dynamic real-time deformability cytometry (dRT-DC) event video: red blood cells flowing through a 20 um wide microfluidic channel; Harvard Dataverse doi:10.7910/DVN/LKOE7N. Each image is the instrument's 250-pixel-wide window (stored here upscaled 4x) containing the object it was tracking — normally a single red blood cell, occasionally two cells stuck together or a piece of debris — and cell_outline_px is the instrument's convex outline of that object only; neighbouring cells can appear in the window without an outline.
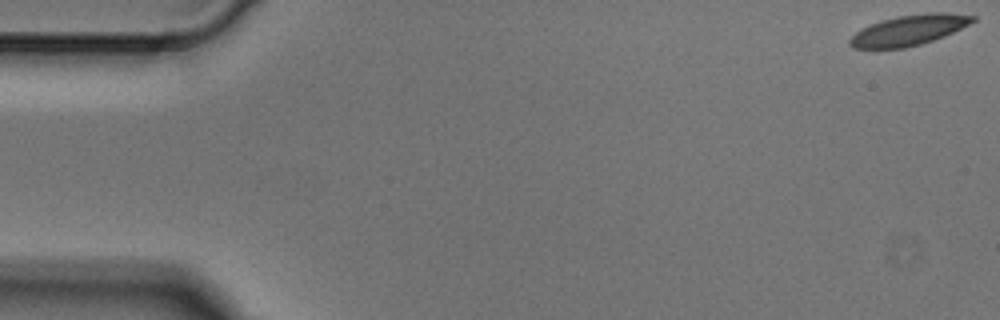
{"species": "Egyptian fruit bat (a non-hibernating species)", "species_latin": "Rousettus aegyptiacus", "temperature_condition": "cold", "stored_images_in_passage": 4, "camera_frame_rate_fps": 3000, "um_per_image_px": 0.085, "animal": {"sex": "male"}, "frame": {"image": 1, "passage_image": 1, "time_ms": 0.0, "image_size_px": [1000, 320], "cell_outline_px": [[976, 20], [944, 36], [920, 44], [904, 48], [852, 48], [848, 44], [848, 40], [856, 32], [880, 20], [896, 16], [928, 12], [944, 12], [976, 16]], "centroid_in_image_um": [77.25, 2.56], "position_along_channel_um": 7.8, "area_um2": 21.56}}
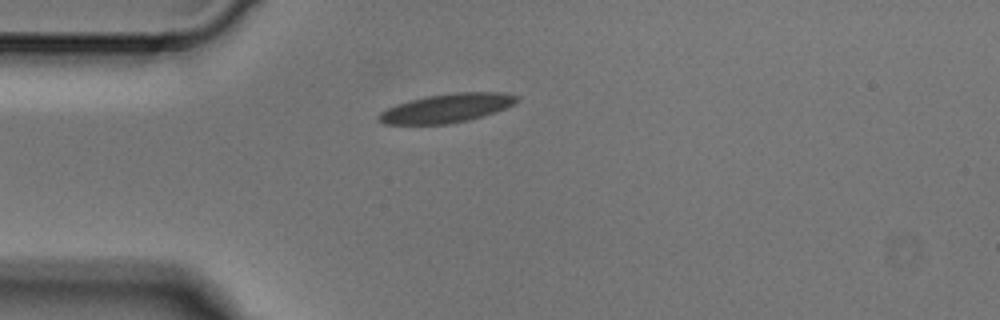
{"frame": {"image": 2, "passage_image": 4, "time_ms": 1.0, "image_size_px": [1000, 320], "cell_outline_px": [[520, 100], [496, 112], [484, 116], [468, 120], [448, 124], [384, 124], [376, 120], [376, 116], [380, 112], [396, 104], [428, 96], [456, 92], [504, 92], [520, 96]], "centroid_in_image_um": [37.98, 9.19], "position_along_channel_um": 47.0, "area_um2": 23.24}}